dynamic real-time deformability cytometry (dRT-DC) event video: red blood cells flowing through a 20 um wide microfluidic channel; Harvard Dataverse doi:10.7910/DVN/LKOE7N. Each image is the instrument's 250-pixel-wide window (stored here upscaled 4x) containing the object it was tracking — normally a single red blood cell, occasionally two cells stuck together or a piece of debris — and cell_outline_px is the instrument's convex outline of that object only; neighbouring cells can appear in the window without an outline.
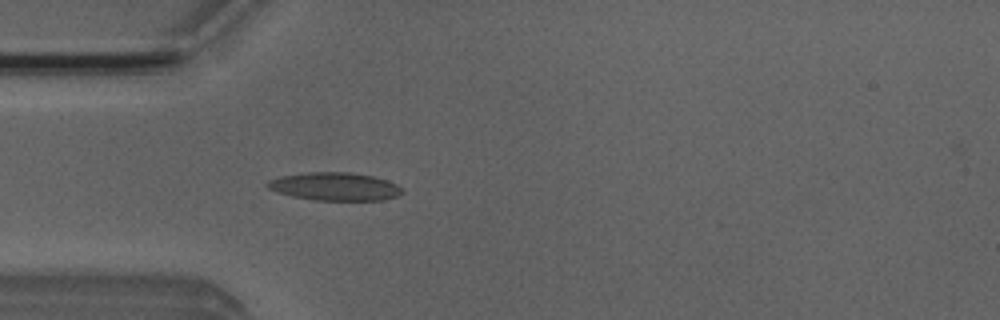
{"species": "Egyptian fruit bat (a non-hibernating species)", "species_latin": "Rousettus aegyptiacus", "temperature_condition": "room temperature", "stored_images_in_passage": 4, "camera_frame_rate_fps": 3000, "um_per_image_px": 0.085, "animal": {"sex": "male"}, "frame": {"image": 1, "passage_image": 4, "time_ms": 3.667, "image_size_px": [1000, 320], "cell_outline_px": [[404, 192], [396, 196], [384, 200], [312, 200], [292, 196], [268, 188], [264, 184], [268, 180], [280, 176], [308, 172], [352, 172], [372, 176], [396, 184]], "centroid_in_image_um": [28.43, 15.85], "position_along_channel_um": 56.6, "area_um2": 21.91}}